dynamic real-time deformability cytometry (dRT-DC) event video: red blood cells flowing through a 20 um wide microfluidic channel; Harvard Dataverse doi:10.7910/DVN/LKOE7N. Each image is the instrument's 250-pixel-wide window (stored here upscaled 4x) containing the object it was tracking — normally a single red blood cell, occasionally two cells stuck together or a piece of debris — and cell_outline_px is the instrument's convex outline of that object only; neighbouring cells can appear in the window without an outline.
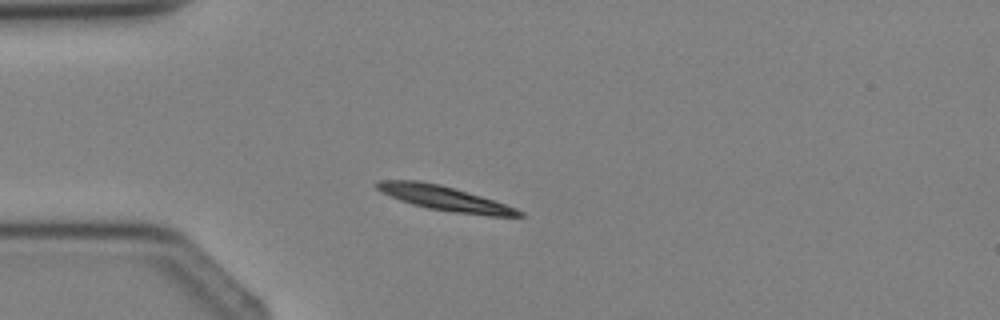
{"species": "Egyptian fruit bat (a non-hibernating species)", "species_latin": "Rousettus aegyptiacus", "temperature_condition": "cold", "stored_images_in_passage": 1, "camera_frame_rate_fps": 3000, "um_per_image_px": 0.085, "animal": {"sex": "female"}, "frame": {"image": 1, "passage_image": 1, "time_ms": 0.0, "image_size_px": [1000, 320], "cell_outline_px": [[524, 216], [488, 216], [456, 212], [428, 208], [412, 204], [400, 200], [380, 192], [372, 184], [380, 180], [420, 180], [440, 184], [480, 196], [516, 208], [524, 212]], "centroid_in_image_um": [37.73, 16.84], "position_along_channel_um": 47.3, "area_um2": 20.23}}